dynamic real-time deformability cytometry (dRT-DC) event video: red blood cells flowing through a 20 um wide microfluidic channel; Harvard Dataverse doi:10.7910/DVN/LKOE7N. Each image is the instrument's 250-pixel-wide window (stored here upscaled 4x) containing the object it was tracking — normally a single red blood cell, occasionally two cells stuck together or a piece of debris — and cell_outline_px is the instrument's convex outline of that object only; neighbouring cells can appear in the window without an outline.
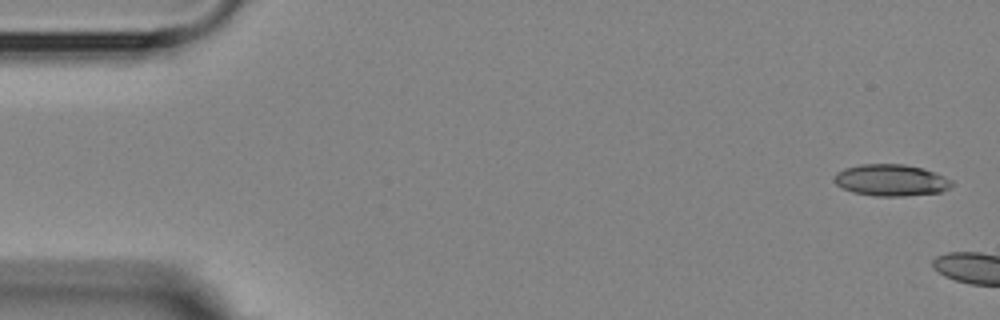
{"species": "Egyptian fruit bat (a non-hibernating species)", "species_latin": "Rousettus aegyptiacus", "temperature_condition": "room temperature", "stored_images_in_passage": 4, "camera_frame_rate_fps": 3000, "um_per_image_px": 0.085, "animal": {"sex": "female"}, "frame": {"image": 1, "passage_image": 1, "time_ms": 0.0, "image_size_px": [1000, 320], "cell_outline_px": [[952, 184], [948, 188], [940, 192], [904, 196], [872, 196], [852, 192], [836, 184], [832, 180], [832, 176], [836, 172], [844, 168], [860, 164], [904, 164], [924, 168], [936, 172], [952, 180]], "centroid_in_image_um": [75.7, 15.31], "position_along_channel_um": 9.3, "area_um2": 21.91}}